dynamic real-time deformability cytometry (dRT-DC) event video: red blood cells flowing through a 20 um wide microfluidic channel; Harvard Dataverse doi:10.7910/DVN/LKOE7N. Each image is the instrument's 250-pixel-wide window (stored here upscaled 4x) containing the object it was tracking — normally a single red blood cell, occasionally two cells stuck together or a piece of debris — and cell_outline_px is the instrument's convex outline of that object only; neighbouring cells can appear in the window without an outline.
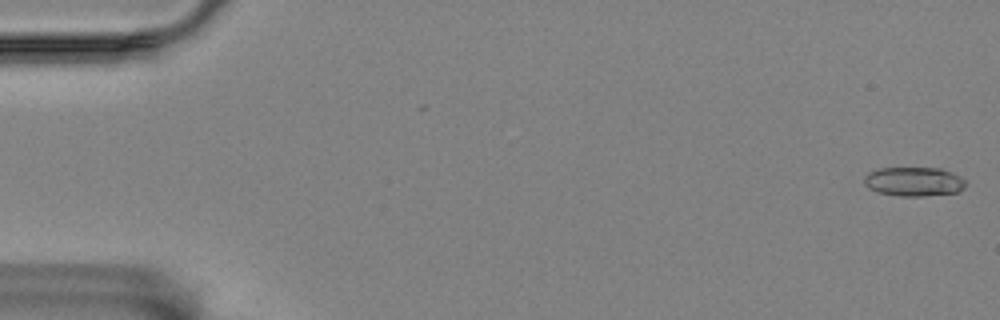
{"species": "Egyptian fruit bat (a non-hibernating species)", "species_latin": "Rousettus aegyptiacus", "temperature_condition": "room temperature", "stored_images_in_passage": 57, "camera_frame_rate_fps": 3000, "um_per_image_px": 0.085, "animal": {"sex": "female"}, "frame": {"image": 1, "passage_image": 1, "time_ms": 0.0, "image_size_px": [1000, 320], "cell_outline_px": [[968, 184], [964, 188], [956, 192], [924, 196], [900, 196], [876, 192], [868, 188], [864, 184], [864, 176], [868, 172], [880, 168], [940, 168], [952, 172], [960, 176]], "centroid_in_image_um": [77.67, 15.43], "position_along_channel_um": 7.3, "area_um2": 17.4}}
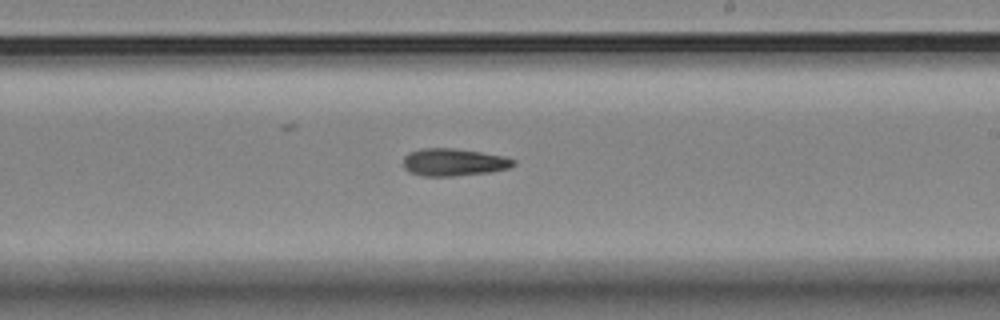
{"frame": {"image": 2, "passage_image": 34, "time_ms": 11.0, "image_size_px": [1000, 320], "cell_outline_px": [[516, 164], [508, 168], [492, 172], [452, 176], [424, 176], [408, 172], [404, 168], [404, 156], [408, 152], [420, 148], [456, 148], [504, 156], [516, 160]], "centroid_in_image_um": [38.56, 13.78], "position_along_channel_um": 250.4, "area_um2": 17.8}}
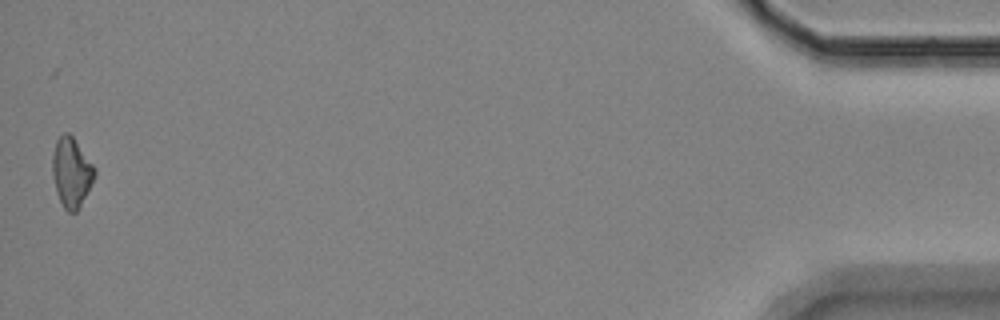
{"frame": {"image": 3, "passage_image": 57, "time_ms": 18.667, "image_size_px": [1000, 320], "cell_outline_px": [[96, 176], [76, 212], [68, 212], [64, 208], [56, 192], [52, 172], [52, 152], [56, 140], [64, 132], [68, 132], [72, 136], [96, 168]], "centroid_in_image_um": [6.06, 14.63], "position_along_channel_um": 429.1, "area_um2": 17.05}}